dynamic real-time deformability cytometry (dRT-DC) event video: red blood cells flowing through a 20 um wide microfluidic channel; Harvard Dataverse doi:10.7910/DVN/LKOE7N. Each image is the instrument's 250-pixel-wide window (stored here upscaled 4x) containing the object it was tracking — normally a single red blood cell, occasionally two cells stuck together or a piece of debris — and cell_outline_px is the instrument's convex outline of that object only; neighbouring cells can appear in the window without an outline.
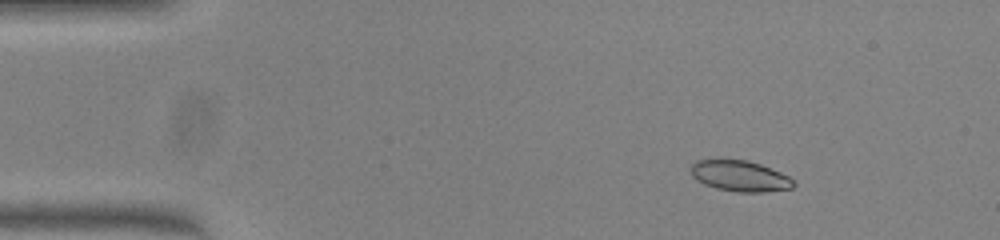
{"species": "common noctule bat (a hibernating species)", "species_latin": "Nyctalus noctula", "temperature_condition": "warm", "stored_images_in_passage": 50, "camera_frame_rate_fps": 3000, "um_per_image_px": 0.085, "animal": {"sex": "female", "body_mass_g": 23.0, "forearm_length_mm": 53.4}, "frame": {"image": 1, "passage_image": 6, "time_ms": 1.667, "image_size_px": [1000, 240], "cell_outline_px": [[796, 184], [792, 188], [764, 192], [736, 192], [716, 188], [704, 184], [696, 180], [692, 176], [688, 168], [696, 160], [748, 160], [760, 164], [780, 172], [788, 176]], "centroid_in_image_um": [62.86, 14.96], "position_along_channel_um": 22.1, "area_um2": 18.5}}
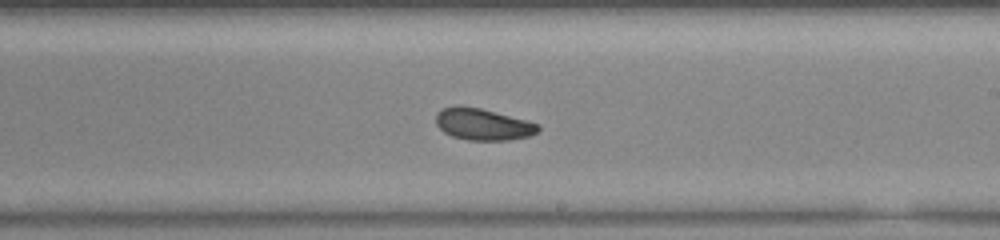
{"frame": {"image": 2, "passage_image": 29, "time_ms": 9.333, "image_size_px": [1000, 240], "cell_outline_px": [[540, 132], [528, 136], [508, 140], [468, 140], [452, 136], [444, 132], [436, 124], [436, 112], [444, 108], [460, 104], [480, 108], [540, 124]], "centroid_in_image_um": [41.04, 10.56], "position_along_channel_um": 248.0, "area_um2": 18.9}}
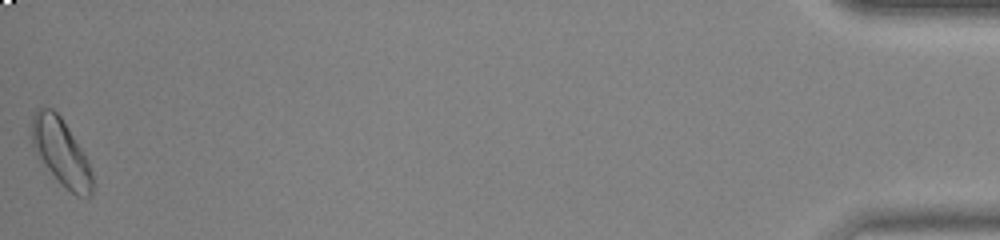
{"frame": {"image": 3, "passage_image": 50, "time_ms": 16.333, "image_size_px": [1000, 240], "cell_outline_px": [[92, 192], [88, 196], [76, 196], [60, 184], [36, 156], [32, 148], [32, 112], [36, 108], [52, 108], [60, 116], [68, 128], [80, 148], [92, 172]], "centroid_in_image_um": [5.13, 12.93], "position_along_channel_um": 430.1, "area_um2": 23.41}, "authors_computed_cell_mechanics": {"area_um2": 19.2185, "velocity_mm_per_s": 4.0241, "shape_relaxation_time_tau1_ms": 8.1276, "shape_relaxation_time_tau2_ms": 6.4377, "deformation_change_tau1": 0.1468, "deformation_change_tau2": 0.1154}}